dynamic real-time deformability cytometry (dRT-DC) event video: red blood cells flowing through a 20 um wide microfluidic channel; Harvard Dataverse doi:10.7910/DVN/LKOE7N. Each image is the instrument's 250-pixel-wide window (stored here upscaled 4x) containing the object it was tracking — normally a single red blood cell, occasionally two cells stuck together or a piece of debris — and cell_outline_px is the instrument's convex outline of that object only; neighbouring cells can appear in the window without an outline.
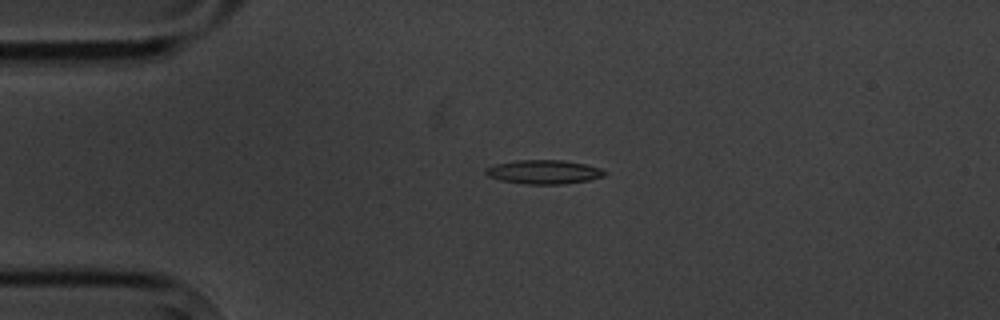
{"species": "common noctule bat (a hibernating species)", "species_latin": "Nyctalus noctula", "temperature_condition": "cold", "stored_images_in_passage": 3, "camera_frame_rate_fps": 3000, "um_per_image_px": 0.085, "animal": {"sex": "male", "body_mass_g": 20.1, "forearm_length_mm": 53.5}, "frame": {"image": 1, "passage_image": 2, "time_ms": 1.333, "image_size_px": [1000, 320], "cell_outline_px": [[608, 172], [604, 176], [588, 180], [564, 184], [528, 184], [500, 180], [488, 176], [484, 172], [484, 168], [496, 164], [516, 160], [564, 160], [584, 164], [600, 168]], "centroid_in_image_um": [46.21, 14.61], "position_along_channel_um": 38.8, "area_um2": 16.59}}